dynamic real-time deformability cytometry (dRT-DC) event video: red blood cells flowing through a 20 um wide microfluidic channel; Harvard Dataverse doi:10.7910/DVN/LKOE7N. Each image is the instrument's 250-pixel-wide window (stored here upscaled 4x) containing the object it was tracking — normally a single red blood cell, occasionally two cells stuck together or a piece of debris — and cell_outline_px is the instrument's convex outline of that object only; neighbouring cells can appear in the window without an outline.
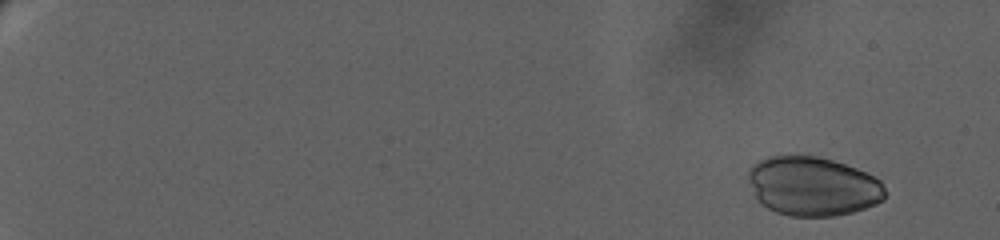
{"species": "human", "species_latin": "Homo sapiens", "temperature_condition": "warm", "stored_images_in_passage": 57, "camera_frame_rate_fps": 3000, "um_per_image_px": 0.085, "donor": {"sex": "female"}, "frame": {"image": 1, "passage_image": 4, "time_ms": 1.667, "image_size_px": [1000, 240], "cell_outline_px": [[884, 200], [876, 204], [852, 212], [836, 216], [788, 216], [776, 212], [760, 204], [748, 180], [748, 168], [752, 164], [768, 156], [796, 152], [820, 156], [856, 168], [876, 176], [884, 184]], "centroid_in_image_um": [69.07, 15.79], "position_along_channel_um": 15.9, "area_um2": 48.09}}
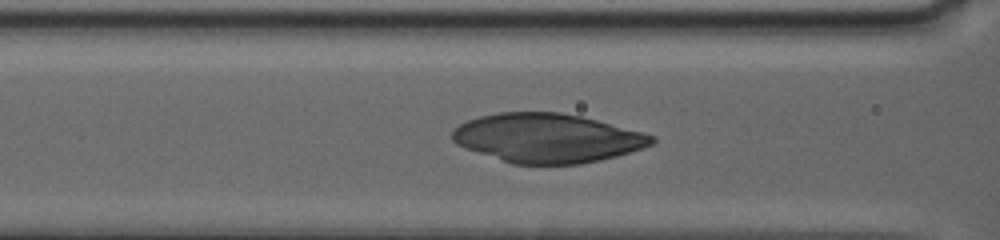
{"frame": {"image": 2, "passage_image": 32, "time_ms": 12.0, "image_size_px": [1000, 240], "cell_outline_px": [[656, 140], [652, 144], [644, 148], [616, 156], [600, 160], [580, 164], [512, 164], [464, 148], [456, 144], [452, 140], [452, 128], [468, 120], [480, 116], [500, 112], [560, 112], [580, 116], [596, 120], [656, 136]], "centroid_in_image_um": [46.49, 11.74], "position_along_channel_um": 120.1, "area_um2": 56.99}}
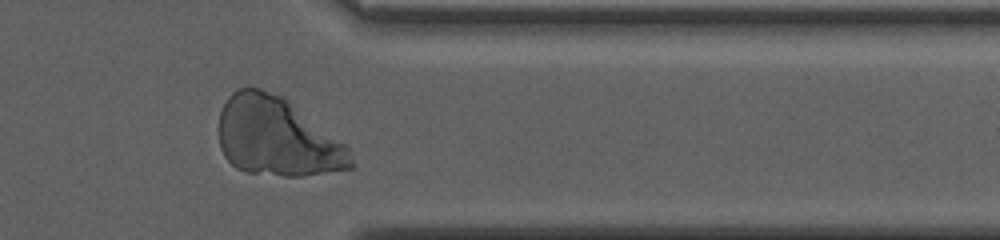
{"frame": {"image": 3, "passage_image": 50, "time_ms": 21.0, "image_size_px": [1000, 240], "cell_outline_px": [[356, 164], [352, 168], [304, 176], [284, 176], [248, 172], [236, 168], [224, 156], [220, 148], [216, 128], [220, 112], [228, 96], [236, 88], [260, 88], [284, 96], [348, 144]], "centroid_in_image_um": [23.57, 11.63], "position_along_channel_um": 387.8, "area_um2": 61.9}}